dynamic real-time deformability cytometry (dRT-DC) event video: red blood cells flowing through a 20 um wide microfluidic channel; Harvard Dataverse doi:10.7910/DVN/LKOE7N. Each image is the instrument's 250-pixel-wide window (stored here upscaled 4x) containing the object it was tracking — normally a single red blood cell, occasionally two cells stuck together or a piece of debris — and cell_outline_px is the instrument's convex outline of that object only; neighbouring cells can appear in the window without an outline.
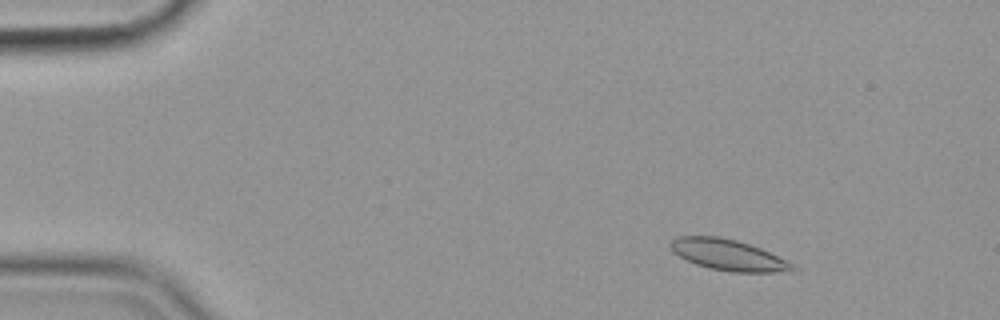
{"species": "common noctule bat (a hibernating species)", "species_latin": "Nyctalus noctula", "temperature_condition": "cold", "stored_images_in_passage": 57, "camera_frame_rate_fps": 3000, "um_per_image_px": 0.085, "animal": {"sex": "female", "body_mass_g": 19.9}, "frame": {"image": 1, "passage_image": 8, "time_ms": 2.333, "image_size_px": [1000, 320], "cell_outline_px": [[800, 268], [792, 272], [732, 272], [708, 268], [696, 264], [672, 252], [668, 244], [676, 236], [720, 236], [736, 240], [760, 248]], "centroid_in_image_um": [61.88, 21.67], "position_along_channel_um": 23.1, "area_um2": 22.02}}
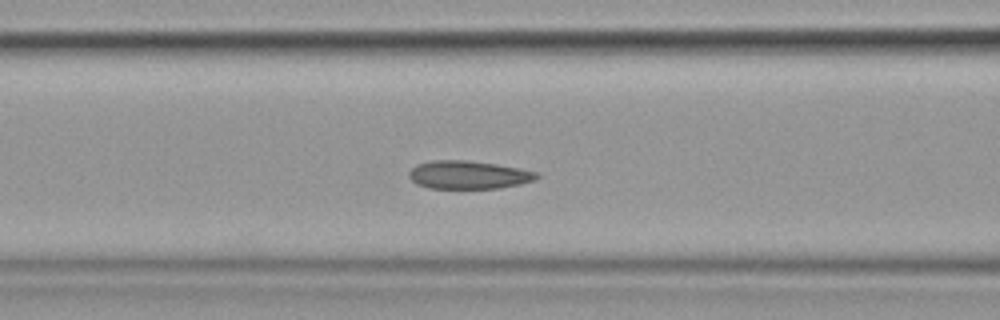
{"frame": {"image": 2, "passage_image": 24, "time_ms": 7.667, "image_size_px": [1000, 320], "cell_outline_px": [[540, 176], [536, 180], [520, 184], [500, 188], [428, 188], [416, 184], [408, 176], [408, 172], [416, 164], [432, 160], [464, 160], [496, 164], [520, 168], [536, 172]], "centroid_in_image_um": [39.81, 14.86], "position_along_channel_um": 126.8, "area_um2": 21.04}}
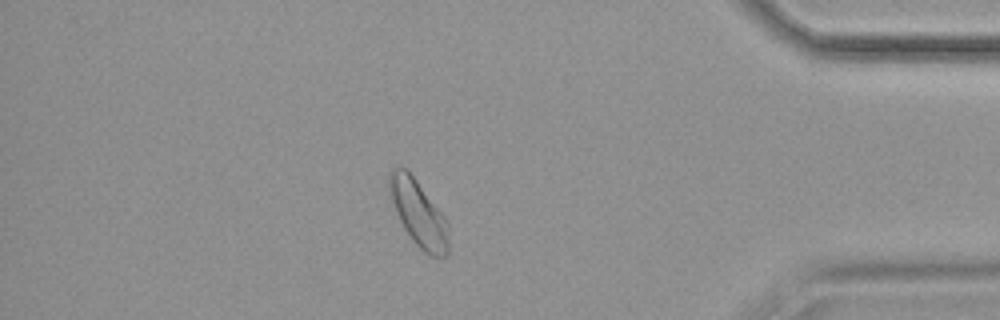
{"frame": {"image": 3, "passage_image": 50, "time_ms": 16.333, "image_size_px": [1000, 320], "cell_outline_px": [[448, 256], [428, 256], [412, 240], [404, 228], [396, 212], [388, 188], [388, 172], [392, 168], [404, 168], [416, 180], [444, 216], [448, 224]], "centroid_in_image_um": [35.57, 18.15], "position_along_channel_um": 399.6, "area_um2": 22.48}, "authors_computed_cell_mechanics": {"area_um2": 21.386, "velocity_mm_per_s": 3.5387, "shape_relaxation_time_tau1_ms": 9.8862, "shape_relaxation_time_tau2_ms": 2.8432, "deformation_change_tau1": 0.1538, "deformation_change_tau2": 0.0669}}